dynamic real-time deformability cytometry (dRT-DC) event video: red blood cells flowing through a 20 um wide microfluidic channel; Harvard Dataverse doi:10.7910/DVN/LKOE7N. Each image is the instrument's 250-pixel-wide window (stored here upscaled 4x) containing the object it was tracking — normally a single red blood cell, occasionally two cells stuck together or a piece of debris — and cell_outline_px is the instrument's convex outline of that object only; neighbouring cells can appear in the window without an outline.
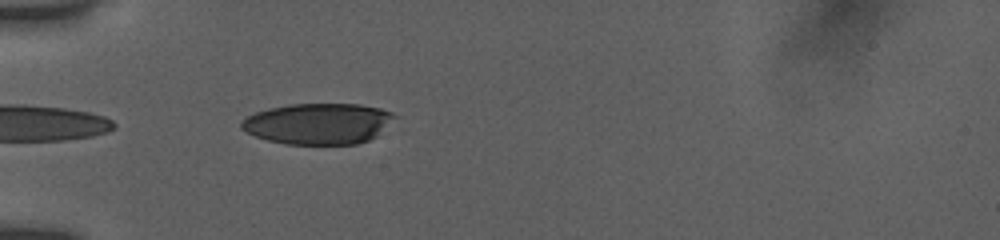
{"species": "human", "species_latin": "Homo sapiens", "temperature_condition": "room temperature", "stored_images_in_passage": 19, "camera_frame_rate_fps": 3000, "um_per_image_px": 0.085, "donor": {"sex": "female"}, "frame": {"image": 1, "passage_image": 1, "time_ms": 0.0, "image_size_px": [1000, 240], "cell_outline_px": [[396, 116], [376, 136], [368, 140], [356, 144], [288, 144], [268, 140], [256, 136], [240, 128], [240, 120], [256, 112], [268, 108], [288, 104], [360, 104], [380, 108], [392, 112]], "centroid_in_image_um": [27.03, 10.5], "position_along_channel_um": 58.0, "area_um2": 36.47}}
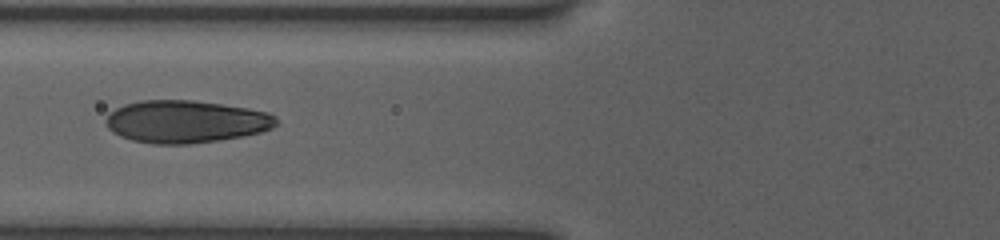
{"frame": {"image": 2, "passage_image": 11, "time_ms": 1.667, "image_size_px": [1000, 240], "cell_outline_px": [[276, 124], [272, 128], [260, 132], [240, 136], [216, 140], [188, 144], [152, 144], [132, 140], [120, 136], [112, 132], [108, 128], [104, 120], [108, 112], [124, 104], [140, 100], [192, 100], [248, 108], [268, 112], [276, 116]], "centroid_in_image_um": [15.74, 10.33], "position_along_channel_um": 110.1, "area_um2": 42.19}}
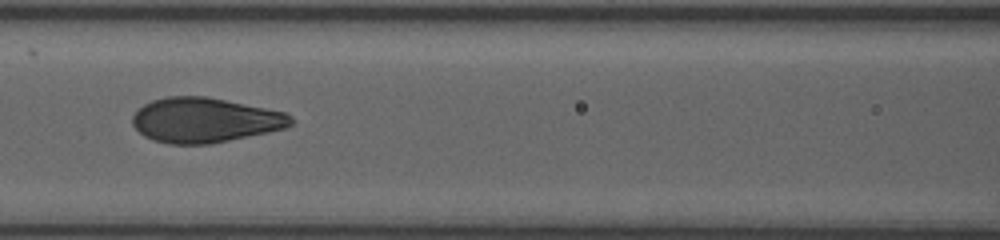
{"frame": {"image": 3, "passage_image": 17, "time_ms": 2.667, "image_size_px": [1000, 240], "cell_outline_px": [[296, 124], [284, 128], [268, 132], [212, 144], [168, 144], [152, 140], [144, 136], [132, 124], [132, 116], [144, 104], [152, 100], [168, 96], [204, 96], [284, 112], [292, 116], [296, 120]], "centroid_in_image_um": [17.42, 10.22], "position_along_channel_um": 149.2, "area_um2": 41.38}}